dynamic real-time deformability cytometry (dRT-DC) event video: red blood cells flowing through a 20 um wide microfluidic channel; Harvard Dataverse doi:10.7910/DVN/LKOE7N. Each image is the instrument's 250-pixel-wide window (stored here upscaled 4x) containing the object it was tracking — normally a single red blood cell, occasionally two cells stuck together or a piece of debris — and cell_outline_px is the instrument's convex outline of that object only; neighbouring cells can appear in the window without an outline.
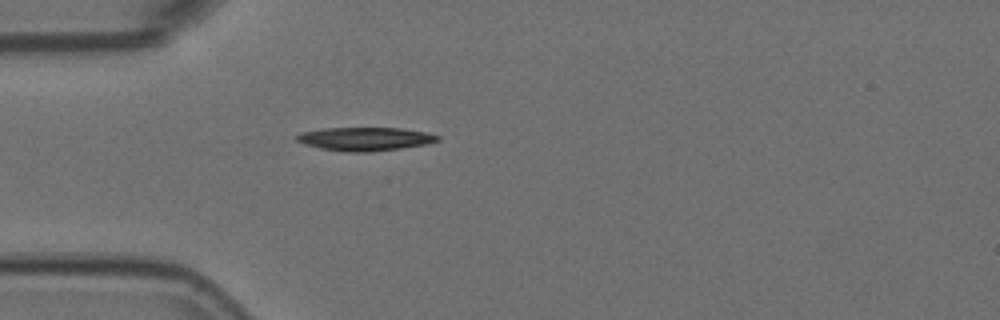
{"species": "Egyptian fruit bat (a non-hibernating species)", "species_latin": "Rousettus aegyptiacus", "temperature_condition": "room temperature", "stored_images_in_passage": 32, "camera_frame_rate_fps": 3000, "um_per_image_px": 0.085, "animal": {"sex": "female"}, "frame": {"image": 1, "passage_image": 1, "time_ms": 0.0, "image_size_px": [1000, 320], "cell_outline_px": [[440, 140], [424, 144], [400, 148], [372, 152], [348, 152], [320, 148], [304, 144], [296, 140], [296, 136], [300, 132], [324, 128], [400, 128], [424, 132], [440, 136]], "centroid_in_image_um": [30.99, 11.81], "position_along_channel_um": 54.0, "area_um2": 19.13}}
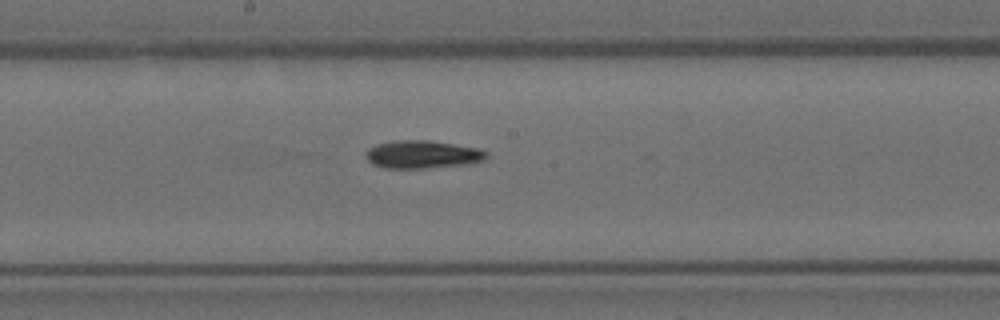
{"frame": {"image": 2, "passage_image": 14, "time_ms": 4.333, "image_size_px": [1000, 320], "cell_outline_px": [[488, 156], [484, 160], [468, 164], [424, 168], [384, 168], [372, 164], [364, 156], [364, 152], [368, 148], [376, 144], [400, 140], [428, 140], [476, 148], [488, 152]], "centroid_in_image_um": [35.87, 13.13], "position_along_channel_um": 212.3, "area_um2": 19.59}}
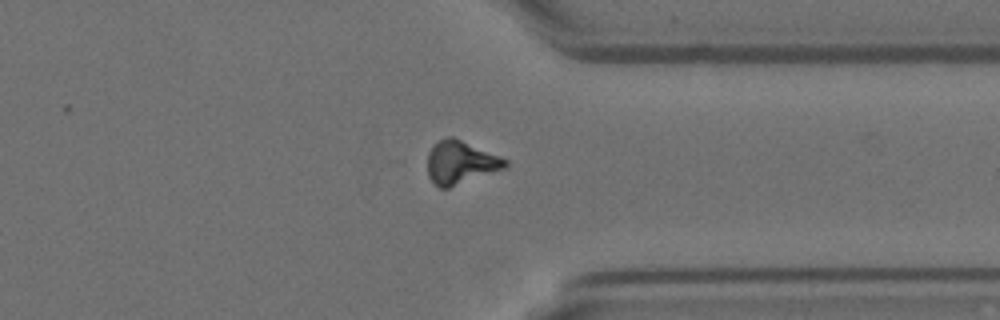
{"frame": {"image": 3, "passage_image": 27, "time_ms": 8.667, "image_size_px": [1000, 320], "cell_outline_px": [[508, 164], [504, 168], [448, 188], [440, 188], [428, 176], [428, 152], [440, 140], [448, 136], [452, 136], [500, 156], [508, 160]], "centroid_in_image_um": [39.14, 13.8], "position_along_channel_um": 372.3, "area_um2": 19.13}, "authors_computed_cell_mechanics": {"area_um2": 19.0451, "velocity_mm_per_s": 3.774, "shape_relaxation_time_tau1_ms": 4.982, "shape_relaxation_time_tau2_ms": null, "deformation_change_tau1": 0.1995, "deformation_change_tau2": null}}